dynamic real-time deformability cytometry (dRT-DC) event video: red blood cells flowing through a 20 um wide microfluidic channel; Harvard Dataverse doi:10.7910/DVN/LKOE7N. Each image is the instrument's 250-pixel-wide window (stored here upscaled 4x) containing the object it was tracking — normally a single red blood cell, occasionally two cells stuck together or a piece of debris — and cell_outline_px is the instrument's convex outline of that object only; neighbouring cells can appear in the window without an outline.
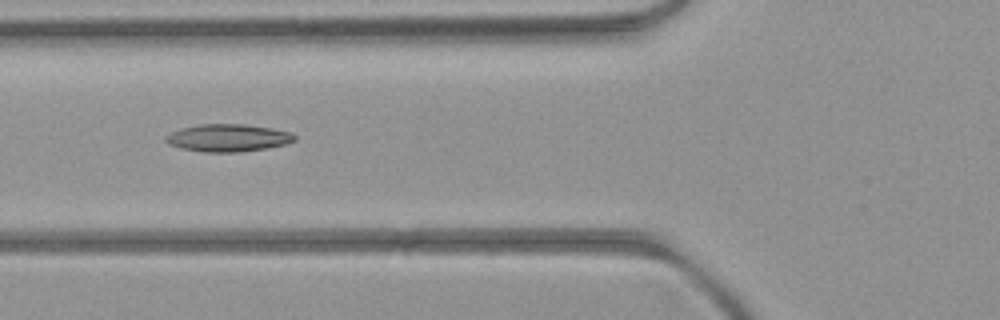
{"species": "common noctule bat (a hibernating species)", "species_latin": "Nyctalus noctula", "temperature_condition": "room temperature", "stored_images_in_passage": 8, "camera_frame_rate_fps": 3000, "um_per_image_px": 0.085, "animal": {"sex": "female", "body_mass_g": 21.9}, "frame": {"image": 1, "passage_image": 6, "time_ms": 5.667, "image_size_px": [1000, 320], "cell_outline_px": [[296, 140], [284, 144], [268, 148], [240, 152], [204, 152], [180, 148], [168, 144], [164, 140], [164, 136], [180, 128], [200, 124], [244, 124], [272, 128], [292, 132], [296, 136]], "centroid_in_image_um": [19.37, 11.72], "position_along_channel_um": 106.4, "area_um2": 20.81}}
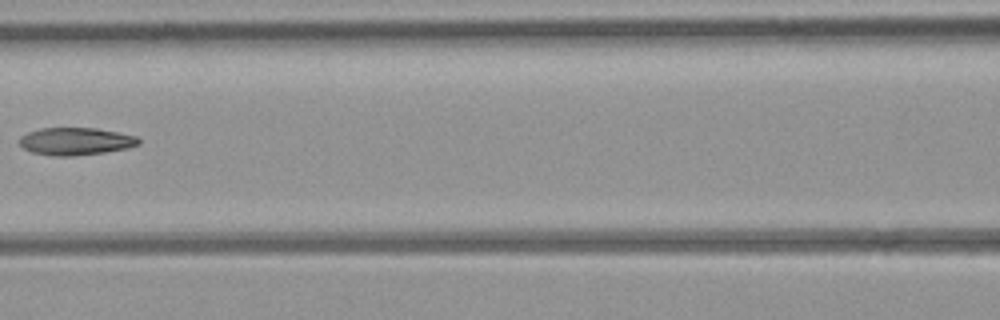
{"frame": {"image": 2, "passage_image": 7, "time_ms": 7.0, "image_size_px": [1000, 320], "cell_outline_px": [[140, 144], [128, 148], [104, 152], [72, 156], [56, 156], [32, 152], [24, 148], [20, 144], [20, 136], [28, 132], [40, 128], [96, 128], [136, 136], [140, 140]], "centroid_in_image_um": [6.43, 12.01], "position_along_channel_um": 160.2, "area_um2": 18.96}}
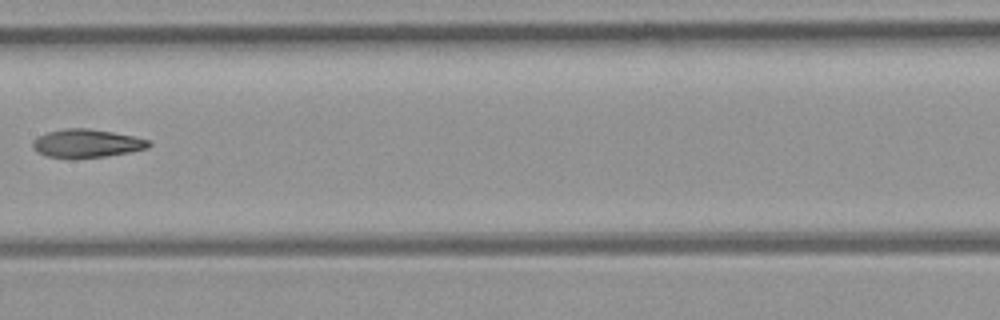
{"frame": {"image": 3, "passage_image": 8, "time_ms": 8.0, "image_size_px": [1000, 320], "cell_outline_px": [[152, 144], [148, 148], [128, 152], [104, 156], [76, 160], [68, 160], [48, 156], [36, 152], [32, 148], [32, 140], [48, 132], [64, 128], [88, 128], [112, 132], [132, 136], [148, 140]], "centroid_in_image_um": [7.31, 12.21], "position_along_channel_um": 200.1, "area_um2": 19.42}}